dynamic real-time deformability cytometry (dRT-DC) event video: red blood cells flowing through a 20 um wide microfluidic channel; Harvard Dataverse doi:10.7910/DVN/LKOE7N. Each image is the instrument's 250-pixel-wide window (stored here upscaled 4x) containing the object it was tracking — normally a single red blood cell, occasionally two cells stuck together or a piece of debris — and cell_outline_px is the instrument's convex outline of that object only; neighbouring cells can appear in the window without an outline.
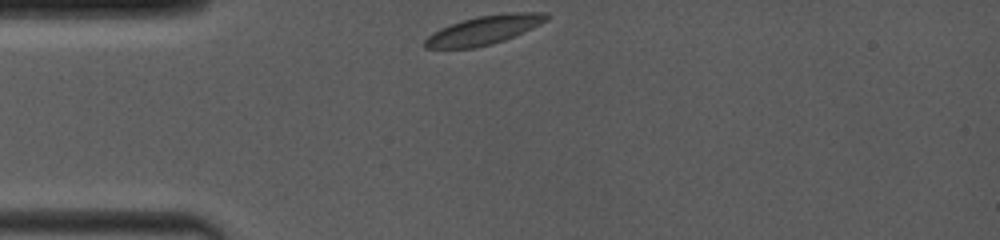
{"species": "common noctule bat (a hibernating species)", "species_latin": "Nyctalus noctula", "temperature_condition": "room temperature", "stored_images_in_passage": 50, "camera_frame_rate_fps": 4000, "um_per_image_px": 0.085, "animal": {"sex": "female", "body_mass_g": 19.0, "forearm_length_mm": 53.3}, "frame": {"image": 1, "passage_image": 1, "time_ms": 0.0, "image_size_px": [1000, 240], "cell_outline_px": [[552, 16], [548, 20], [532, 28], [504, 40], [492, 44], [476, 48], [424, 48], [424, 40], [432, 32], [440, 28], [464, 20], [480, 16], [508, 12], [548, 12]], "centroid_in_image_um": [41.18, 2.55], "position_along_channel_um": 43.8, "area_um2": 20.4}}
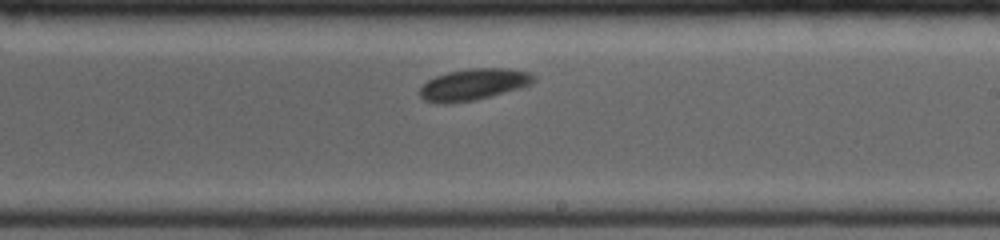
{"frame": {"image": 2, "passage_image": 28, "time_ms": 5.75, "image_size_px": [1000, 240], "cell_outline_px": [[536, 80], [532, 84], [520, 88], [476, 100], [452, 104], [440, 104], [424, 100], [420, 96], [420, 84], [436, 76], [448, 72], [468, 68], [508, 68], [528, 72]], "centroid_in_image_um": [40.21, 7.19], "position_along_channel_um": 248.8, "area_um2": 21.1}}
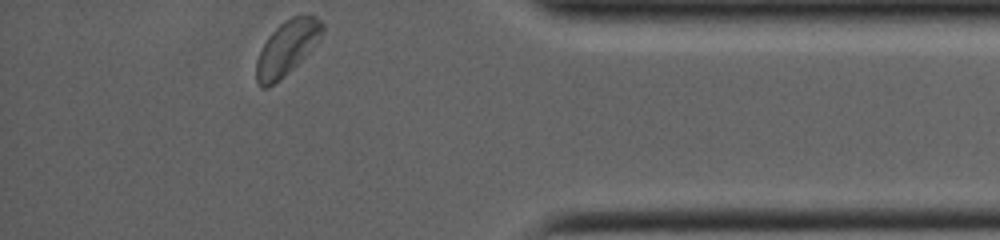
{"frame": {"image": 3, "passage_image": 50, "time_ms": 10.25, "image_size_px": [1000, 240], "cell_outline_px": [[324, 32], [320, 40], [280, 80], [268, 88], [260, 88], [256, 80], [256, 60], [268, 36], [284, 20], [292, 16], [316, 16], [324, 24]], "centroid_in_image_um": [24.39, 4.08], "position_along_channel_um": 410.8, "area_um2": 20.81}, "authors_computed_cell_mechanics": {"area_um2": 20.7502, "velocity_mm_per_s": 3.9377, "shape_relaxation_time_tau1_ms": 1.4626, "shape_relaxation_time_tau2_ms": null, "deformation_change_tau1": 0.0617, "deformation_change_tau2": null}}